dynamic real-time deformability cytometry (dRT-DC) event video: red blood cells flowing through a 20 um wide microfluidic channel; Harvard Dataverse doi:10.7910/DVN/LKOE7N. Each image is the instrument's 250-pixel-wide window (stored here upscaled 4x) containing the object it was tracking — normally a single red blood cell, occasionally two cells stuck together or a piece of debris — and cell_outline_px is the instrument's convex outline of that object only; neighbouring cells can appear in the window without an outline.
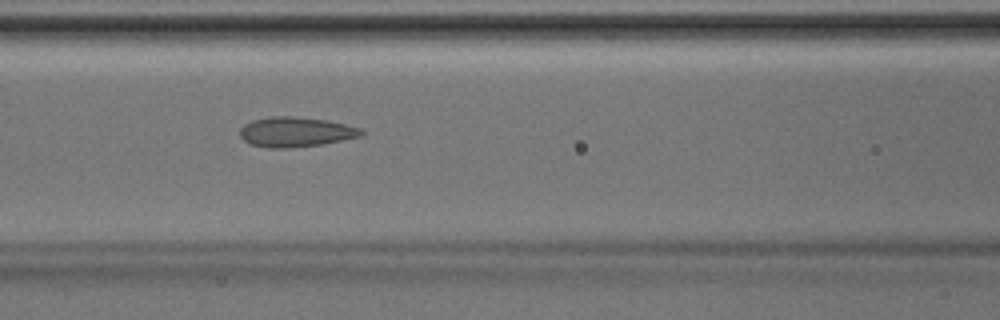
{"species": "Egyptian fruit bat (a non-hibernating species)", "species_latin": "Rousettus aegyptiacus", "temperature_condition": "room temperature", "stored_images_in_passage": 13, "camera_frame_rate_fps": 3000, "um_per_image_px": 0.085, "animal": {"sex": "male"}, "frame": {"image": 1, "passage_image": 8, "time_ms": 2.333, "image_size_px": [1000, 320], "cell_outline_px": [[364, 136], [320, 144], [292, 148], [268, 148], [248, 144], [240, 136], [240, 128], [244, 124], [252, 120], [276, 116], [292, 116], [328, 120], [360, 128], [364, 132]], "centroid_in_image_um": [25.12, 11.22], "position_along_channel_um": 141.5, "area_um2": 21.21}}